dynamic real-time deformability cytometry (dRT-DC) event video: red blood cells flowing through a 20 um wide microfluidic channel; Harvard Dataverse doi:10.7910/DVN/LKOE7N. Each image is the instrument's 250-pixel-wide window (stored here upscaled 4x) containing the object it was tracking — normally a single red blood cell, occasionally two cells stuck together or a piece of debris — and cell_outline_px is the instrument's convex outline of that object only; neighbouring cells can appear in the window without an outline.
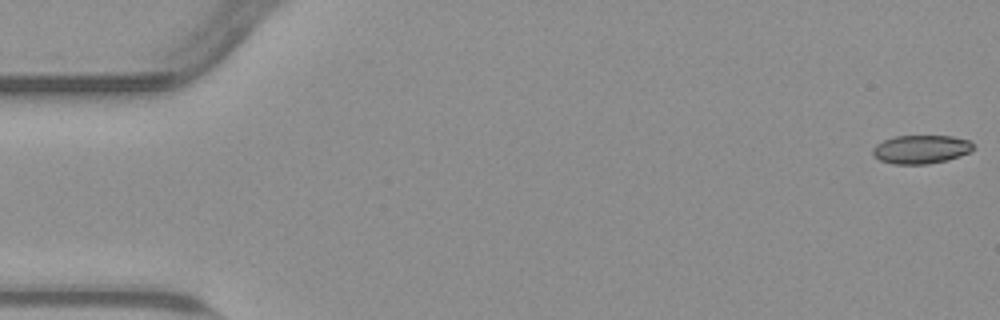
{"species": "common noctule bat (a hibernating species)", "species_latin": "Nyctalus noctula", "temperature_condition": "warm", "stored_images_in_passage": 55, "camera_frame_rate_fps": 3000, "um_per_image_px": 0.085, "animal": {"sex": "male", "body_mass_g": 23.1, "forearm_length_mm": 52.7}, "frame": {"image": 1, "passage_image": 1, "time_ms": 0.0, "image_size_px": [1000, 320], "cell_outline_px": [[976, 148], [960, 156], [948, 160], [928, 164], [892, 164], [880, 160], [872, 156], [872, 148], [876, 144], [884, 140], [896, 136], [952, 136], [968, 140]], "centroid_in_image_um": [78.26, 12.7], "position_along_channel_um": 6.7, "area_um2": 16.82}}
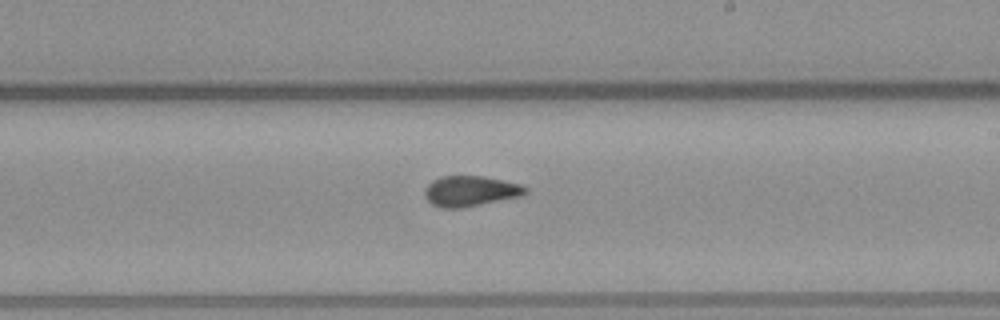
{"frame": {"image": 2, "passage_image": 32, "time_ms": 10.333, "image_size_px": [1000, 320], "cell_outline_px": [[528, 192], [520, 196], [460, 208], [440, 208], [432, 204], [424, 196], [424, 188], [432, 180], [444, 176], [480, 176], [520, 184], [528, 188]], "centroid_in_image_um": [39.94, 16.24], "position_along_channel_um": 249.1, "area_um2": 17.69}}
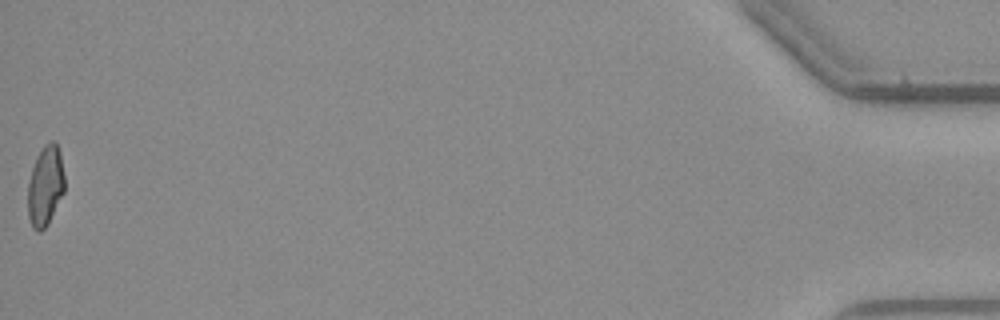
{"frame": {"image": 3, "passage_image": 55, "time_ms": 18.0, "image_size_px": [1000, 320], "cell_outline_px": [[64, 192], [48, 224], [40, 232], [32, 228], [28, 216], [28, 184], [32, 168], [36, 156], [44, 144], [52, 140], [56, 140], [60, 152], [64, 176]], "centroid_in_image_um": [3.85, 15.78], "position_along_channel_um": 431.3, "area_um2": 17.28}, "authors_computed_cell_mechanics": {"area_um2": 17.4556, "velocity_mm_per_s": 3.7978, "shape_relaxation_time_tau1_ms": null, "shape_relaxation_time_tau2_ms": 1.4884, "deformation_change_tau1": null, "deformation_change_tau2": 0.0796}}